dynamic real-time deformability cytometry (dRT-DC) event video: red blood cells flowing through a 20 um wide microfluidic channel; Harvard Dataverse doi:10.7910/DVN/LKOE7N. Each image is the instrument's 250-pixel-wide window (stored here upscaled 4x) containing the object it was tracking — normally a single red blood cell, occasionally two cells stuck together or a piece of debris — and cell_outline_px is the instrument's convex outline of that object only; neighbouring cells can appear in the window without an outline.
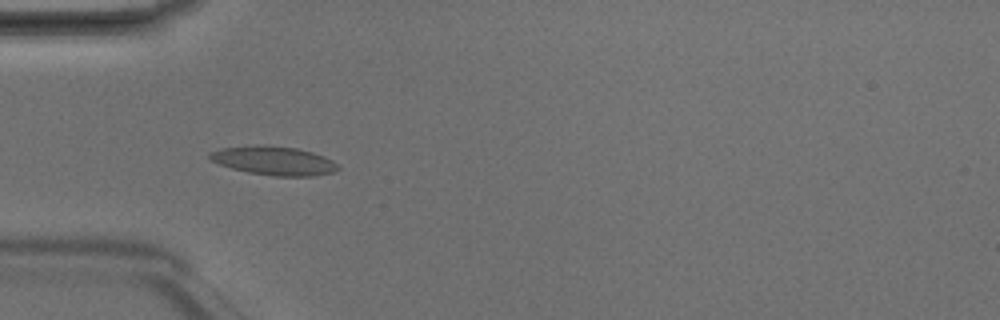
{"species": "Egyptian fruit bat (a non-hibernating species)", "species_latin": "Rousettus aegyptiacus", "temperature_condition": "room temperature", "stored_images_in_passage": 8, "camera_frame_rate_fps": 3000, "um_per_image_px": 0.085, "animal": {"sex": "male"}, "frame": {"image": 1, "passage_image": 5, "time_ms": 1.333, "image_size_px": [1000, 320], "cell_outline_px": [[340, 168], [332, 172], [312, 176], [276, 176], [248, 172], [232, 168], [220, 164], [212, 160], [208, 156], [208, 152], [220, 148], [260, 144], [296, 148], [312, 152], [324, 156], [340, 164]], "centroid_in_image_um": [23.28, 13.65], "position_along_channel_um": 61.7, "area_um2": 21.56}}